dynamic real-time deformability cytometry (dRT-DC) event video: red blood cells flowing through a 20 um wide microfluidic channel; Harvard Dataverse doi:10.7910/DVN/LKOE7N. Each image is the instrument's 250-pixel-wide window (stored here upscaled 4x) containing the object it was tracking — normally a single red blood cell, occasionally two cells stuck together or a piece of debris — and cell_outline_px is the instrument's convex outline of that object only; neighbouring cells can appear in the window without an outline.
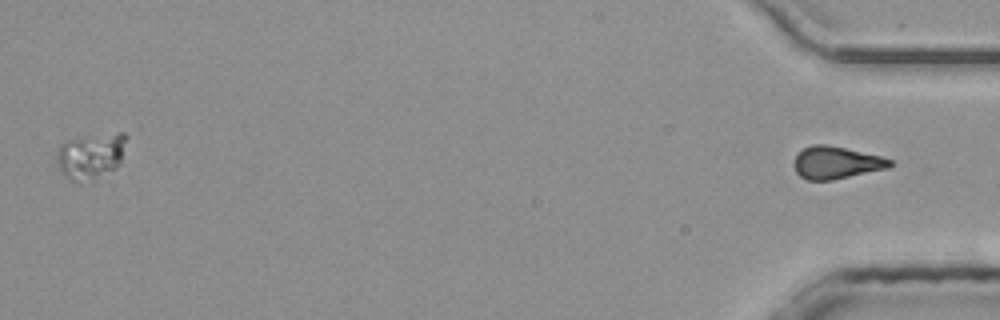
{"species": "common noctule bat (a hibernating species)", "species_latin": "Nyctalus noctula", "temperature_condition": "room temperature", "stored_images_in_passage": 51, "segment_of_instrument_passage": [2, 2], "camera_frame_rate_fps": 3000, "um_per_image_px": 0.085, "animal": {"sex": "male", "body_mass_g": 20.4}, "frame": {"image": 1, "passage_image": 51, "time_ms": 16.667, "image_size_px": [1000, 320], "cell_outline_px": [[892, 164], [888, 168], [832, 180], [808, 180], [800, 176], [796, 172], [796, 156], [804, 148], [812, 144], [824, 144], [844, 148], [880, 156], [892, 160]], "centroid_in_image_um": [71.09, 13.83], "position_along_channel_um": 364.1, "area_um2": 17.69}}